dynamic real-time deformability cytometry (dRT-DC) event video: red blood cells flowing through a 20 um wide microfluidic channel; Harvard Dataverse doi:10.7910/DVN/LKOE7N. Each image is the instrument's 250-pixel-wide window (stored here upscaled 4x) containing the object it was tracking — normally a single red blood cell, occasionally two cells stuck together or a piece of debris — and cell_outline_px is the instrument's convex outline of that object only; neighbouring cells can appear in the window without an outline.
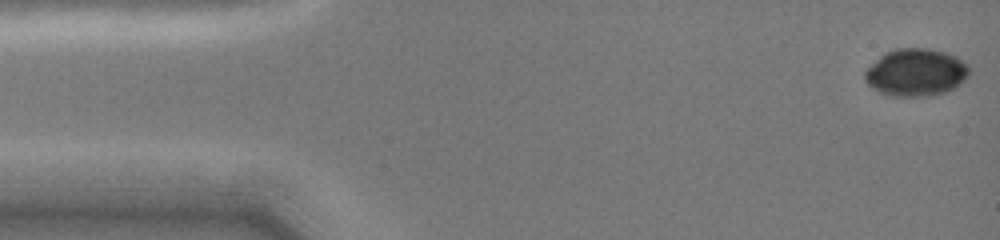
{"species": "common noctule bat (a hibernating species)", "species_latin": "Nyctalus noctula", "temperature_condition": "cold", "stored_images_in_passage": 11, "camera_frame_rate_fps": 3000, "um_per_image_px": 0.085, "animal": {"sex": "female", "body_mass_g": 19.0, "forearm_length_mm": 51.5}, "frame": {"image": 1, "passage_image": 1, "time_ms": 0.0, "image_size_px": [1000, 240], "cell_outline_px": [[972, 68], [968, 76], [956, 88], [948, 92], [932, 96], [888, 96], [872, 88], [864, 80], [864, 72], [884, 52], [896, 48], [928, 48], [948, 52], [956, 56], [968, 64]], "centroid_in_image_um": [77.89, 6.16], "position_along_channel_um": 7.1, "area_um2": 29.42}}
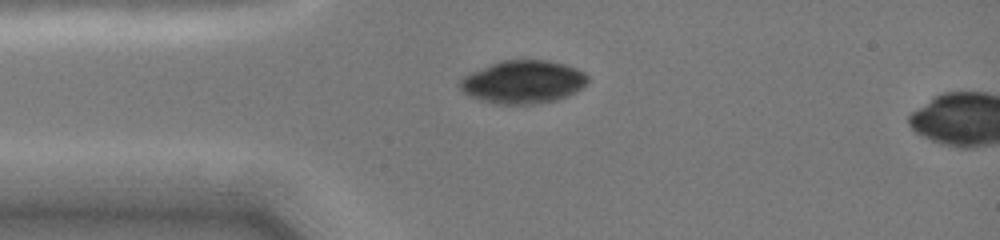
{"frame": {"image": 2, "passage_image": 9, "time_ms": 3.333, "image_size_px": [1000, 240], "cell_outline_px": [[588, 80], [584, 88], [568, 96], [556, 100], [536, 104], [500, 104], [480, 100], [464, 92], [460, 88], [460, 80], [464, 76], [472, 72], [492, 64], [504, 60], [548, 60], [564, 64], [576, 68], [584, 72], [588, 76]], "centroid_in_image_um": [44.52, 6.97], "position_along_channel_um": 40.5, "area_um2": 31.91}}